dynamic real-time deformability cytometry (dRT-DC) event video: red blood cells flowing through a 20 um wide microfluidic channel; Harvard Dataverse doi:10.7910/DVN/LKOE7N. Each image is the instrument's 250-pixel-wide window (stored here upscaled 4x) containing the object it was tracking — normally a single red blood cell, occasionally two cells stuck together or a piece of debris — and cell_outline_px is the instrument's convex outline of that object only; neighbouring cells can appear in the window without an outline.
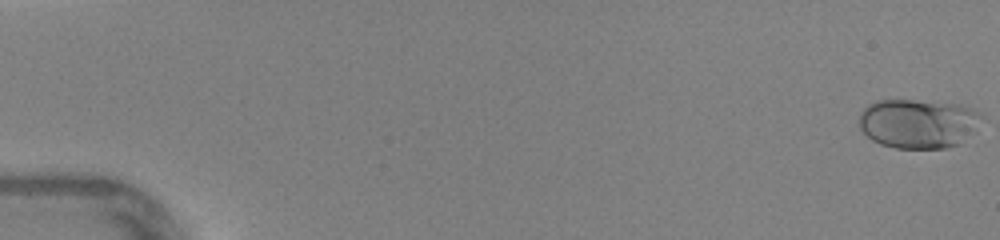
{"species": "human", "species_latin": "Homo sapiens", "temperature_condition": "warm", "stored_images_in_passage": 47, "camera_frame_rate_fps": 3000, "um_per_image_px": 0.085, "donor": {"sex": "female"}, "frame": {"image": 1, "passage_image": 1, "time_ms": 0.0, "image_size_px": [1000, 240], "cell_outline_px": [[984, 116], [960, 144], [944, 148], [896, 148], [880, 144], [872, 140], [860, 128], [860, 112], [868, 104], [876, 100], [912, 100], [964, 104], [984, 112]], "centroid_in_image_um": [78.06, 10.47], "position_along_channel_um": 6.9, "area_um2": 35.37}}
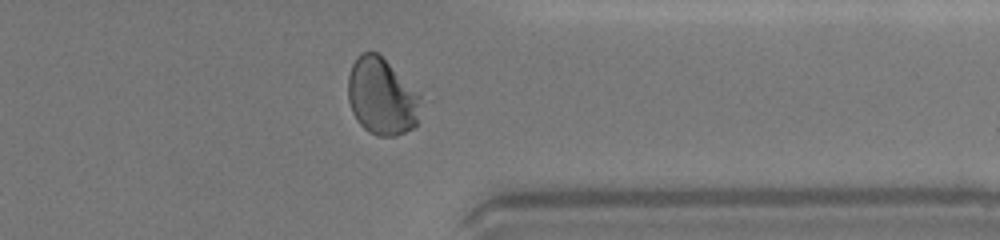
{"frame": {"image": 2, "passage_image": 38, "time_ms": 12.333, "image_size_px": [1000, 240], "cell_outline_px": [[424, 100], [416, 128], [396, 136], [376, 136], [368, 132], [356, 120], [352, 112], [348, 100], [348, 76], [352, 64], [356, 56], [360, 52], [376, 52], [424, 96]], "centroid_in_image_um": [32.49, 8.24], "position_along_channel_um": 378.9, "area_um2": 33.41}}
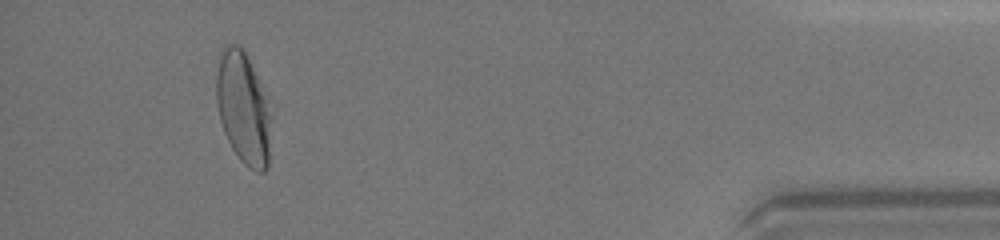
{"frame": {"image": 3, "passage_image": 44, "time_ms": 14.333, "image_size_px": [1000, 240], "cell_outline_px": [[268, 168], [264, 172], [256, 172], [248, 168], [240, 160], [232, 148], [224, 132], [220, 120], [216, 100], [216, 76], [224, 44], [240, 44], [244, 48], [252, 68], [264, 100], [268, 116]], "centroid_in_image_um": [20.6, 9.2], "position_along_channel_um": 414.6, "area_um2": 34.33}, "authors_computed_cell_mechanics": {"area_um2": 33.4662, "velocity_mm_per_s": 4.3784, "shape_relaxation_time_tau1_ms": 4.1571, "shape_relaxation_time_tau2_ms": null, "deformation_change_tau1": 0.1573, "deformation_change_tau2": null}}